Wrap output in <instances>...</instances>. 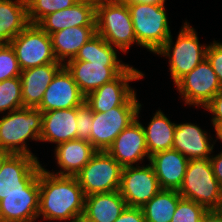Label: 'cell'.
Masks as SVG:
<instances>
[{
    "label": "cell",
    "instance_id": "6da1fadb",
    "mask_svg": "<svg viewBox=\"0 0 222 222\" xmlns=\"http://www.w3.org/2000/svg\"><path fill=\"white\" fill-rule=\"evenodd\" d=\"M43 167L39 172L38 218L68 222L82 218L85 195L77 178L56 175Z\"/></svg>",
    "mask_w": 222,
    "mask_h": 222
},
{
    "label": "cell",
    "instance_id": "7a4b0ae2",
    "mask_svg": "<svg viewBox=\"0 0 222 222\" xmlns=\"http://www.w3.org/2000/svg\"><path fill=\"white\" fill-rule=\"evenodd\" d=\"M42 112L38 108L23 107L0 117V149L10 154L35 156L27 140L40 141Z\"/></svg>",
    "mask_w": 222,
    "mask_h": 222
},
{
    "label": "cell",
    "instance_id": "3957f363",
    "mask_svg": "<svg viewBox=\"0 0 222 222\" xmlns=\"http://www.w3.org/2000/svg\"><path fill=\"white\" fill-rule=\"evenodd\" d=\"M96 34L121 52L136 43L134 26L125 0H99L96 3Z\"/></svg>",
    "mask_w": 222,
    "mask_h": 222
},
{
    "label": "cell",
    "instance_id": "277c9868",
    "mask_svg": "<svg viewBox=\"0 0 222 222\" xmlns=\"http://www.w3.org/2000/svg\"><path fill=\"white\" fill-rule=\"evenodd\" d=\"M172 37L170 35L155 54L168 58L171 78L176 84L206 58L208 45L199 44L197 32L187 21L181 27L175 44Z\"/></svg>",
    "mask_w": 222,
    "mask_h": 222
},
{
    "label": "cell",
    "instance_id": "5b68a950",
    "mask_svg": "<svg viewBox=\"0 0 222 222\" xmlns=\"http://www.w3.org/2000/svg\"><path fill=\"white\" fill-rule=\"evenodd\" d=\"M182 198L192 200L209 210H222V189L215 178L210 159L188 162L183 183L178 190Z\"/></svg>",
    "mask_w": 222,
    "mask_h": 222
},
{
    "label": "cell",
    "instance_id": "8992f818",
    "mask_svg": "<svg viewBox=\"0 0 222 222\" xmlns=\"http://www.w3.org/2000/svg\"><path fill=\"white\" fill-rule=\"evenodd\" d=\"M140 47L156 53L171 35L165 5L126 2Z\"/></svg>",
    "mask_w": 222,
    "mask_h": 222
},
{
    "label": "cell",
    "instance_id": "52a82bcc",
    "mask_svg": "<svg viewBox=\"0 0 222 222\" xmlns=\"http://www.w3.org/2000/svg\"><path fill=\"white\" fill-rule=\"evenodd\" d=\"M145 74L132 65L123 71L116 79L105 83L98 89L90 92L85 103L93 112L105 113L119 106H139L136 92L129 82L141 80Z\"/></svg>",
    "mask_w": 222,
    "mask_h": 222
},
{
    "label": "cell",
    "instance_id": "ba28073f",
    "mask_svg": "<svg viewBox=\"0 0 222 222\" xmlns=\"http://www.w3.org/2000/svg\"><path fill=\"white\" fill-rule=\"evenodd\" d=\"M122 169L107 151H97L75 177L89 196L119 190Z\"/></svg>",
    "mask_w": 222,
    "mask_h": 222
},
{
    "label": "cell",
    "instance_id": "9c48e42d",
    "mask_svg": "<svg viewBox=\"0 0 222 222\" xmlns=\"http://www.w3.org/2000/svg\"><path fill=\"white\" fill-rule=\"evenodd\" d=\"M21 70L60 63L56 60L50 35L37 24H29L10 43Z\"/></svg>",
    "mask_w": 222,
    "mask_h": 222
},
{
    "label": "cell",
    "instance_id": "30bf717a",
    "mask_svg": "<svg viewBox=\"0 0 222 222\" xmlns=\"http://www.w3.org/2000/svg\"><path fill=\"white\" fill-rule=\"evenodd\" d=\"M175 86L185 105L203 108L222 90L207 58L183 76Z\"/></svg>",
    "mask_w": 222,
    "mask_h": 222
},
{
    "label": "cell",
    "instance_id": "8fae6325",
    "mask_svg": "<svg viewBox=\"0 0 222 222\" xmlns=\"http://www.w3.org/2000/svg\"><path fill=\"white\" fill-rule=\"evenodd\" d=\"M161 190L152 165L122 169L119 192L129 207H142Z\"/></svg>",
    "mask_w": 222,
    "mask_h": 222
},
{
    "label": "cell",
    "instance_id": "7c38bea8",
    "mask_svg": "<svg viewBox=\"0 0 222 222\" xmlns=\"http://www.w3.org/2000/svg\"><path fill=\"white\" fill-rule=\"evenodd\" d=\"M139 106H119L108 112H94L90 143L97 151H107L115 138L135 119Z\"/></svg>",
    "mask_w": 222,
    "mask_h": 222
},
{
    "label": "cell",
    "instance_id": "4fadbf2b",
    "mask_svg": "<svg viewBox=\"0 0 222 222\" xmlns=\"http://www.w3.org/2000/svg\"><path fill=\"white\" fill-rule=\"evenodd\" d=\"M72 74L80 91L87 96L105 83L116 79L130 65L123 62H88L69 60L64 65Z\"/></svg>",
    "mask_w": 222,
    "mask_h": 222
},
{
    "label": "cell",
    "instance_id": "5bb4252c",
    "mask_svg": "<svg viewBox=\"0 0 222 222\" xmlns=\"http://www.w3.org/2000/svg\"><path fill=\"white\" fill-rule=\"evenodd\" d=\"M141 103L137 110L136 119L126 127L113 141L107 152L123 168L134 166L139 161L143 162L145 158L150 160L148 153L145 132L142 123L139 121ZM142 161V162H141Z\"/></svg>",
    "mask_w": 222,
    "mask_h": 222
},
{
    "label": "cell",
    "instance_id": "9a60e30c",
    "mask_svg": "<svg viewBox=\"0 0 222 222\" xmlns=\"http://www.w3.org/2000/svg\"><path fill=\"white\" fill-rule=\"evenodd\" d=\"M41 169L36 156L10 154L0 168V200L9 193L24 192Z\"/></svg>",
    "mask_w": 222,
    "mask_h": 222
},
{
    "label": "cell",
    "instance_id": "2e32d148",
    "mask_svg": "<svg viewBox=\"0 0 222 222\" xmlns=\"http://www.w3.org/2000/svg\"><path fill=\"white\" fill-rule=\"evenodd\" d=\"M85 99L72 74L63 66L46 88L37 108L41 112L77 108L85 103Z\"/></svg>",
    "mask_w": 222,
    "mask_h": 222
},
{
    "label": "cell",
    "instance_id": "e0dca14e",
    "mask_svg": "<svg viewBox=\"0 0 222 222\" xmlns=\"http://www.w3.org/2000/svg\"><path fill=\"white\" fill-rule=\"evenodd\" d=\"M39 175L24 189L0 200V222H35L39 210Z\"/></svg>",
    "mask_w": 222,
    "mask_h": 222
},
{
    "label": "cell",
    "instance_id": "ac0fdd59",
    "mask_svg": "<svg viewBox=\"0 0 222 222\" xmlns=\"http://www.w3.org/2000/svg\"><path fill=\"white\" fill-rule=\"evenodd\" d=\"M96 3L79 0L72 7L48 14L37 25L48 35L71 27H96Z\"/></svg>",
    "mask_w": 222,
    "mask_h": 222
},
{
    "label": "cell",
    "instance_id": "d6986e66",
    "mask_svg": "<svg viewBox=\"0 0 222 222\" xmlns=\"http://www.w3.org/2000/svg\"><path fill=\"white\" fill-rule=\"evenodd\" d=\"M212 136L200 126L192 123L176 124L172 149L180 152L189 161L193 159H210L214 149Z\"/></svg>",
    "mask_w": 222,
    "mask_h": 222
},
{
    "label": "cell",
    "instance_id": "ffe728a7",
    "mask_svg": "<svg viewBox=\"0 0 222 222\" xmlns=\"http://www.w3.org/2000/svg\"><path fill=\"white\" fill-rule=\"evenodd\" d=\"M189 160L177 150H166L150 156L155 175L162 190L178 191L183 183Z\"/></svg>",
    "mask_w": 222,
    "mask_h": 222
},
{
    "label": "cell",
    "instance_id": "44dd1931",
    "mask_svg": "<svg viewBox=\"0 0 222 222\" xmlns=\"http://www.w3.org/2000/svg\"><path fill=\"white\" fill-rule=\"evenodd\" d=\"M77 139V108L42 112L40 141L55 143Z\"/></svg>",
    "mask_w": 222,
    "mask_h": 222
},
{
    "label": "cell",
    "instance_id": "7402d4cb",
    "mask_svg": "<svg viewBox=\"0 0 222 222\" xmlns=\"http://www.w3.org/2000/svg\"><path fill=\"white\" fill-rule=\"evenodd\" d=\"M63 66L62 63H49L21 71L23 107L37 108L40 105L46 88Z\"/></svg>",
    "mask_w": 222,
    "mask_h": 222
},
{
    "label": "cell",
    "instance_id": "603a6c76",
    "mask_svg": "<svg viewBox=\"0 0 222 222\" xmlns=\"http://www.w3.org/2000/svg\"><path fill=\"white\" fill-rule=\"evenodd\" d=\"M97 150L87 140H71L55 146V160L61 168L56 175L76 176L91 160Z\"/></svg>",
    "mask_w": 222,
    "mask_h": 222
},
{
    "label": "cell",
    "instance_id": "cb8c5ba5",
    "mask_svg": "<svg viewBox=\"0 0 222 222\" xmlns=\"http://www.w3.org/2000/svg\"><path fill=\"white\" fill-rule=\"evenodd\" d=\"M127 203L119 190L85 196L83 217L87 222H114Z\"/></svg>",
    "mask_w": 222,
    "mask_h": 222
},
{
    "label": "cell",
    "instance_id": "d4e9b609",
    "mask_svg": "<svg viewBox=\"0 0 222 222\" xmlns=\"http://www.w3.org/2000/svg\"><path fill=\"white\" fill-rule=\"evenodd\" d=\"M96 35V27H71L50 35L52 48L58 62L65 65L74 59L79 49Z\"/></svg>",
    "mask_w": 222,
    "mask_h": 222
},
{
    "label": "cell",
    "instance_id": "484cf974",
    "mask_svg": "<svg viewBox=\"0 0 222 222\" xmlns=\"http://www.w3.org/2000/svg\"><path fill=\"white\" fill-rule=\"evenodd\" d=\"M29 24L26 0H0V44H9Z\"/></svg>",
    "mask_w": 222,
    "mask_h": 222
},
{
    "label": "cell",
    "instance_id": "4316f807",
    "mask_svg": "<svg viewBox=\"0 0 222 222\" xmlns=\"http://www.w3.org/2000/svg\"><path fill=\"white\" fill-rule=\"evenodd\" d=\"M175 127L163 111H156L148 126H143L149 156L172 149Z\"/></svg>",
    "mask_w": 222,
    "mask_h": 222
},
{
    "label": "cell",
    "instance_id": "83f0119b",
    "mask_svg": "<svg viewBox=\"0 0 222 222\" xmlns=\"http://www.w3.org/2000/svg\"><path fill=\"white\" fill-rule=\"evenodd\" d=\"M181 198L176 190L161 189L141 207L145 222H171Z\"/></svg>",
    "mask_w": 222,
    "mask_h": 222
},
{
    "label": "cell",
    "instance_id": "f1b7e54d",
    "mask_svg": "<svg viewBox=\"0 0 222 222\" xmlns=\"http://www.w3.org/2000/svg\"><path fill=\"white\" fill-rule=\"evenodd\" d=\"M118 48L110 45L104 38L96 34L78 51L74 59L88 62H122L118 59Z\"/></svg>",
    "mask_w": 222,
    "mask_h": 222
},
{
    "label": "cell",
    "instance_id": "f546056e",
    "mask_svg": "<svg viewBox=\"0 0 222 222\" xmlns=\"http://www.w3.org/2000/svg\"><path fill=\"white\" fill-rule=\"evenodd\" d=\"M79 0H26L30 24H37L43 17L72 7Z\"/></svg>",
    "mask_w": 222,
    "mask_h": 222
},
{
    "label": "cell",
    "instance_id": "4dcf8cb0",
    "mask_svg": "<svg viewBox=\"0 0 222 222\" xmlns=\"http://www.w3.org/2000/svg\"><path fill=\"white\" fill-rule=\"evenodd\" d=\"M20 76L0 82V113L23 108Z\"/></svg>",
    "mask_w": 222,
    "mask_h": 222
},
{
    "label": "cell",
    "instance_id": "1f68e13d",
    "mask_svg": "<svg viewBox=\"0 0 222 222\" xmlns=\"http://www.w3.org/2000/svg\"><path fill=\"white\" fill-rule=\"evenodd\" d=\"M207 211L203 205L192 200L181 198L178 201L171 222H201L202 217Z\"/></svg>",
    "mask_w": 222,
    "mask_h": 222
},
{
    "label": "cell",
    "instance_id": "d6a6232c",
    "mask_svg": "<svg viewBox=\"0 0 222 222\" xmlns=\"http://www.w3.org/2000/svg\"><path fill=\"white\" fill-rule=\"evenodd\" d=\"M21 69L15 52L10 44H0V82L18 77Z\"/></svg>",
    "mask_w": 222,
    "mask_h": 222
},
{
    "label": "cell",
    "instance_id": "836d02e7",
    "mask_svg": "<svg viewBox=\"0 0 222 222\" xmlns=\"http://www.w3.org/2000/svg\"><path fill=\"white\" fill-rule=\"evenodd\" d=\"M93 118L94 112L86 103L77 107V139L90 142Z\"/></svg>",
    "mask_w": 222,
    "mask_h": 222
},
{
    "label": "cell",
    "instance_id": "e575fe53",
    "mask_svg": "<svg viewBox=\"0 0 222 222\" xmlns=\"http://www.w3.org/2000/svg\"><path fill=\"white\" fill-rule=\"evenodd\" d=\"M206 58L210 62L222 86V43L215 40L213 43H210L206 51Z\"/></svg>",
    "mask_w": 222,
    "mask_h": 222
},
{
    "label": "cell",
    "instance_id": "d590c367",
    "mask_svg": "<svg viewBox=\"0 0 222 222\" xmlns=\"http://www.w3.org/2000/svg\"><path fill=\"white\" fill-rule=\"evenodd\" d=\"M212 115L211 123L214 129L222 125V90H220L212 100L204 107Z\"/></svg>",
    "mask_w": 222,
    "mask_h": 222
},
{
    "label": "cell",
    "instance_id": "8d00e7d4",
    "mask_svg": "<svg viewBox=\"0 0 222 222\" xmlns=\"http://www.w3.org/2000/svg\"><path fill=\"white\" fill-rule=\"evenodd\" d=\"M114 222H145L141 207L127 206Z\"/></svg>",
    "mask_w": 222,
    "mask_h": 222
},
{
    "label": "cell",
    "instance_id": "74e56055",
    "mask_svg": "<svg viewBox=\"0 0 222 222\" xmlns=\"http://www.w3.org/2000/svg\"><path fill=\"white\" fill-rule=\"evenodd\" d=\"M210 161L213 167L215 178L218 180V184L222 189V151L216 155L210 157Z\"/></svg>",
    "mask_w": 222,
    "mask_h": 222
},
{
    "label": "cell",
    "instance_id": "f35d334b",
    "mask_svg": "<svg viewBox=\"0 0 222 222\" xmlns=\"http://www.w3.org/2000/svg\"><path fill=\"white\" fill-rule=\"evenodd\" d=\"M201 222H222V210H209L202 217Z\"/></svg>",
    "mask_w": 222,
    "mask_h": 222
},
{
    "label": "cell",
    "instance_id": "ab89813d",
    "mask_svg": "<svg viewBox=\"0 0 222 222\" xmlns=\"http://www.w3.org/2000/svg\"><path fill=\"white\" fill-rule=\"evenodd\" d=\"M126 2H138L153 5H165L166 0H125Z\"/></svg>",
    "mask_w": 222,
    "mask_h": 222
},
{
    "label": "cell",
    "instance_id": "60d3db41",
    "mask_svg": "<svg viewBox=\"0 0 222 222\" xmlns=\"http://www.w3.org/2000/svg\"><path fill=\"white\" fill-rule=\"evenodd\" d=\"M214 130L216 132V140H220L222 142V125L217 126Z\"/></svg>",
    "mask_w": 222,
    "mask_h": 222
},
{
    "label": "cell",
    "instance_id": "b9f144b4",
    "mask_svg": "<svg viewBox=\"0 0 222 222\" xmlns=\"http://www.w3.org/2000/svg\"><path fill=\"white\" fill-rule=\"evenodd\" d=\"M10 155V153L0 149V168L4 160Z\"/></svg>",
    "mask_w": 222,
    "mask_h": 222
},
{
    "label": "cell",
    "instance_id": "7bdbcfd3",
    "mask_svg": "<svg viewBox=\"0 0 222 222\" xmlns=\"http://www.w3.org/2000/svg\"><path fill=\"white\" fill-rule=\"evenodd\" d=\"M74 222H87L84 218H78Z\"/></svg>",
    "mask_w": 222,
    "mask_h": 222
}]
</instances>
